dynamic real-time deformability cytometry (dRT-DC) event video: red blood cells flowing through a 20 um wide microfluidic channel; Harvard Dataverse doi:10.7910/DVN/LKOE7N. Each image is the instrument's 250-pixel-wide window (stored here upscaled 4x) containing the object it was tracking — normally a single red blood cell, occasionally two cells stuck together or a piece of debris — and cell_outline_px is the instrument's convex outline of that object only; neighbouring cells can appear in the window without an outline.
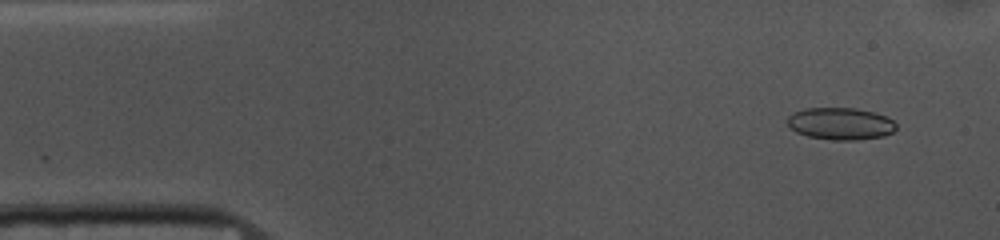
{"species": "common noctule bat (a hibernating species)", "species_latin": "Nyctalus noctula", "temperature_condition": "cold", "stored_images_in_passage": 53, "camera_frame_rate_fps": 3000, "um_per_image_px": 0.085, "animal": {"sex": "female", "body_mass_g": 10.0, "forearm_length_mm": 53.1}, "frame": {"image": 1, "passage_image": 4, "time_ms": 1.0, "image_size_px": [1000, 240], "cell_outline_px": [[896, 128], [892, 132], [884, 136], [856, 140], [832, 140], [808, 136], [796, 132], [788, 124], [788, 116], [792, 112], [804, 108], [856, 108], [888, 116], [896, 124]], "centroid_in_image_um": [71.45, 10.51], "position_along_channel_um": 13.6, "area_um2": 20.4}}
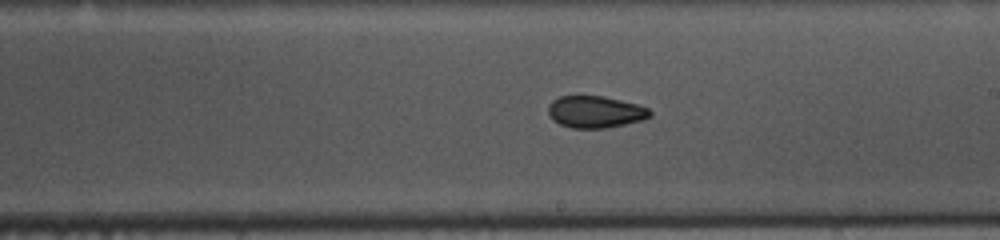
{"frame": {"image": 2, "passage_image": 29, "time_ms": 9.333, "image_size_px": [1000, 240], "cell_outline_px": [[652, 116], [644, 120], [604, 128], [572, 128], [560, 124], [552, 120], [548, 112], [548, 104], [552, 100], [560, 96], [604, 96], [640, 104], [648, 108], [652, 112]], "centroid_in_image_um": [50.62, 9.5], "position_along_channel_um": 238.4, "area_um2": 19.13}}
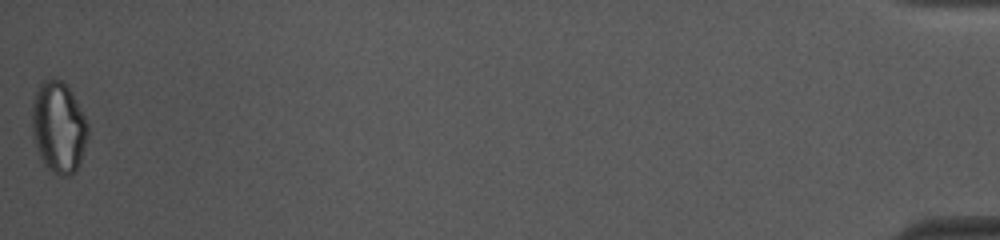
{"frame": {"image": 3, "passage_image": 53, "time_ms": 17.333, "image_size_px": [1000, 240], "cell_outline_px": [[88, 136], [80, 164], [76, 172], [68, 176], [60, 176], [48, 168], [44, 164], [40, 156], [32, 136], [32, 100], [40, 84], [44, 80], [60, 80], [68, 88], [84, 116], [88, 124]], "centroid_in_image_um": [4.98, 10.87], "position_along_channel_um": 430.2, "area_um2": 29.48}, "authors_computed_cell_mechanics": {"area_um2": 19.8832, "velocity_mm_per_s": 3.7071, "shape_relaxation_time_tau1_ms": 5.1638, "shape_relaxation_time_tau2_ms": 3.8279, "deformation_change_tau1": 0.0936, "deformation_change_tau2": 0.0645}}